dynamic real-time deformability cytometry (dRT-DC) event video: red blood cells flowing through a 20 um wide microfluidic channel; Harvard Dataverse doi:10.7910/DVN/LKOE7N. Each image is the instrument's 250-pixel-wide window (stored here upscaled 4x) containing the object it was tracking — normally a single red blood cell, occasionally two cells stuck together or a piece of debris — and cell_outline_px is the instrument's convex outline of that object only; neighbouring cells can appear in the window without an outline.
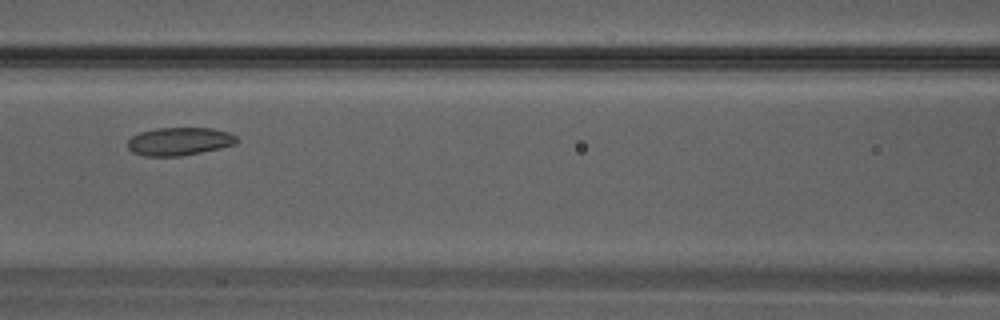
{"species": "Egyptian fruit bat (a non-hibernating species)", "species_latin": "Rousettus aegyptiacus", "temperature_condition": "warm", "stored_images_in_passage": 10, "camera_frame_rate_fps": 3000, "um_per_image_px": 0.085, "animal": {"sex": "male"}, "frame": {"image": 1, "passage_image": 6, "time_ms": 1.667, "image_size_px": [1000, 320], "cell_outline_px": [[240, 140], [236, 144], [220, 148], [180, 156], [144, 156], [132, 152], [128, 148], [128, 140], [132, 136], [140, 132], [156, 128], [212, 128], [228, 132], [236, 136]], "centroid_in_image_um": [15.25, 12.01], "position_along_channel_um": 151.3, "area_um2": 17.86}}
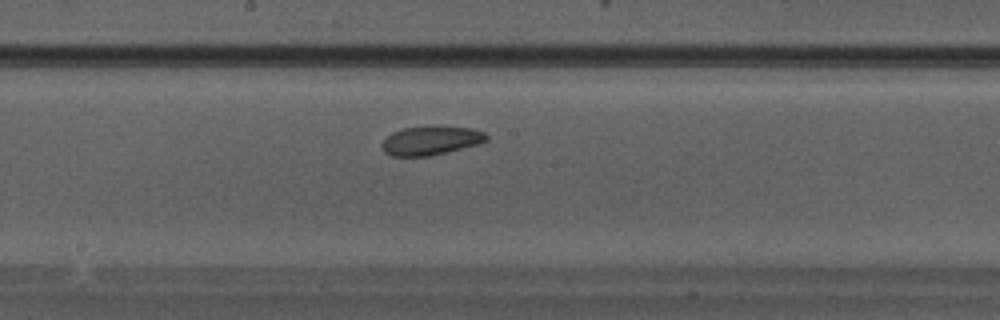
{"frame": {"image": 2, "passage_image": 9, "time_ms": 2.667, "image_size_px": [1000, 320], "cell_outline_px": [[488, 140], [476, 144], [428, 156], [392, 156], [384, 152], [380, 144], [392, 132], [404, 128], [472, 128], [484, 132], [488, 136]], "centroid_in_image_um": [36.57, 11.97], "position_along_channel_um": 211.6, "area_um2": 16.82}}